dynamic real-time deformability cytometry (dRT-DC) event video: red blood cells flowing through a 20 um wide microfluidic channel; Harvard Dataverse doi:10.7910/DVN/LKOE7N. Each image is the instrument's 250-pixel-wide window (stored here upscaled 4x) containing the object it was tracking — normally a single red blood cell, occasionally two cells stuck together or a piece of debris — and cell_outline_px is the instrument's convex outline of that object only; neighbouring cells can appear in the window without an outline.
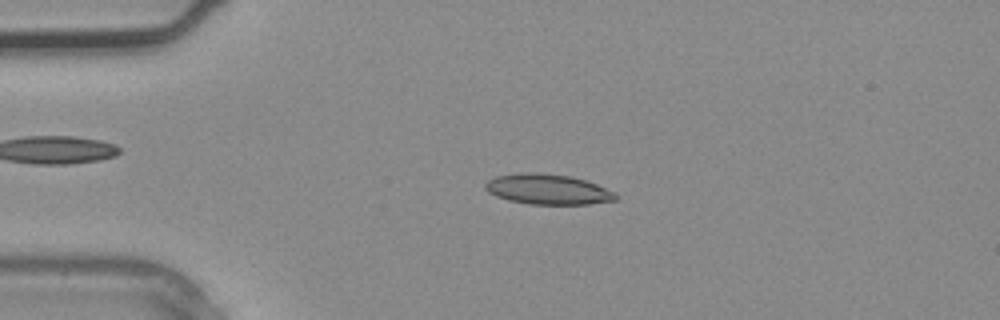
{"species": "common noctule bat (a hibernating species)", "species_latin": "Nyctalus noctula", "temperature_condition": "warm", "stored_images_in_passage": 3, "camera_frame_rate_fps": 3000, "um_per_image_px": 0.085, "animal": {"sex": "male", "body_mass_g": 20.4}, "frame": {"image": 1, "passage_image": 2, "time_ms": 0.333, "image_size_px": [1000, 320], "cell_outline_px": [[620, 196], [616, 200], [588, 204], [528, 204], [508, 200], [496, 196], [488, 192], [484, 188], [484, 184], [488, 180], [496, 176], [524, 172], [536, 172], [572, 176], [596, 184], [616, 192]], "centroid_in_image_um": [46.57, 16.09], "position_along_channel_um": 38.4, "area_um2": 23.18}}